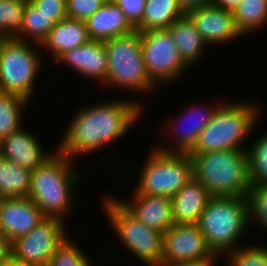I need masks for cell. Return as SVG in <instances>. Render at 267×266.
<instances>
[{
    "mask_svg": "<svg viewBox=\"0 0 267 266\" xmlns=\"http://www.w3.org/2000/svg\"><path fill=\"white\" fill-rule=\"evenodd\" d=\"M140 106L124 99L85 107L72 118L56 149L70 159L98 151L129 131L143 111Z\"/></svg>",
    "mask_w": 267,
    "mask_h": 266,
    "instance_id": "1",
    "label": "cell"
},
{
    "mask_svg": "<svg viewBox=\"0 0 267 266\" xmlns=\"http://www.w3.org/2000/svg\"><path fill=\"white\" fill-rule=\"evenodd\" d=\"M188 155L192 160L193 177L211 196L248 197L252 183L246 149Z\"/></svg>",
    "mask_w": 267,
    "mask_h": 266,
    "instance_id": "2",
    "label": "cell"
},
{
    "mask_svg": "<svg viewBox=\"0 0 267 266\" xmlns=\"http://www.w3.org/2000/svg\"><path fill=\"white\" fill-rule=\"evenodd\" d=\"M248 197L211 196L198 220L211 251L226 256L250 225Z\"/></svg>",
    "mask_w": 267,
    "mask_h": 266,
    "instance_id": "3",
    "label": "cell"
},
{
    "mask_svg": "<svg viewBox=\"0 0 267 266\" xmlns=\"http://www.w3.org/2000/svg\"><path fill=\"white\" fill-rule=\"evenodd\" d=\"M55 152L42 166L31 172L28 197L46 217L63 219L71 209L70 204H73V187L78 185L79 175L72 171V159L58 150Z\"/></svg>",
    "mask_w": 267,
    "mask_h": 266,
    "instance_id": "4",
    "label": "cell"
},
{
    "mask_svg": "<svg viewBox=\"0 0 267 266\" xmlns=\"http://www.w3.org/2000/svg\"><path fill=\"white\" fill-rule=\"evenodd\" d=\"M250 102L222 103L211 121L199 133L194 147L187 154L220 150L244 149L242 142L249 136L259 116V106Z\"/></svg>",
    "mask_w": 267,
    "mask_h": 266,
    "instance_id": "5",
    "label": "cell"
},
{
    "mask_svg": "<svg viewBox=\"0 0 267 266\" xmlns=\"http://www.w3.org/2000/svg\"><path fill=\"white\" fill-rule=\"evenodd\" d=\"M104 45L108 58L105 85H116L136 93H147L156 87L145 69L138 30L108 39Z\"/></svg>",
    "mask_w": 267,
    "mask_h": 266,
    "instance_id": "6",
    "label": "cell"
},
{
    "mask_svg": "<svg viewBox=\"0 0 267 266\" xmlns=\"http://www.w3.org/2000/svg\"><path fill=\"white\" fill-rule=\"evenodd\" d=\"M148 157L135 189L140 195L172 198L193 177L192 160L187 153L154 149Z\"/></svg>",
    "mask_w": 267,
    "mask_h": 266,
    "instance_id": "7",
    "label": "cell"
},
{
    "mask_svg": "<svg viewBox=\"0 0 267 266\" xmlns=\"http://www.w3.org/2000/svg\"><path fill=\"white\" fill-rule=\"evenodd\" d=\"M103 203L112 229L123 245L147 266H161L163 233L137 220L118 198L108 197Z\"/></svg>",
    "mask_w": 267,
    "mask_h": 266,
    "instance_id": "8",
    "label": "cell"
},
{
    "mask_svg": "<svg viewBox=\"0 0 267 266\" xmlns=\"http://www.w3.org/2000/svg\"><path fill=\"white\" fill-rule=\"evenodd\" d=\"M14 38L0 42V92L30 101L42 59L31 44Z\"/></svg>",
    "mask_w": 267,
    "mask_h": 266,
    "instance_id": "9",
    "label": "cell"
},
{
    "mask_svg": "<svg viewBox=\"0 0 267 266\" xmlns=\"http://www.w3.org/2000/svg\"><path fill=\"white\" fill-rule=\"evenodd\" d=\"M140 39L145 69L155 85L177 80L189 68L168 29L140 32Z\"/></svg>",
    "mask_w": 267,
    "mask_h": 266,
    "instance_id": "10",
    "label": "cell"
},
{
    "mask_svg": "<svg viewBox=\"0 0 267 266\" xmlns=\"http://www.w3.org/2000/svg\"><path fill=\"white\" fill-rule=\"evenodd\" d=\"M62 218L46 217L29 233L11 242L10 256L23 263L47 266L56 249L67 240Z\"/></svg>",
    "mask_w": 267,
    "mask_h": 266,
    "instance_id": "11",
    "label": "cell"
},
{
    "mask_svg": "<svg viewBox=\"0 0 267 266\" xmlns=\"http://www.w3.org/2000/svg\"><path fill=\"white\" fill-rule=\"evenodd\" d=\"M217 256L209 248L197 224L173 225L163 233L161 266L198 261Z\"/></svg>",
    "mask_w": 267,
    "mask_h": 266,
    "instance_id": "12",
    "label": "cell"
},
{
    "mask_svg": "<svg viewBox=\"0 0 267 266\" xmlns=\"http://www.w3.org/2000/svg\"><path fill=\"white\" fill-rule=\"evenodd\" d=\"M46 216L29 197L1 198L0 227L9 242L29 233Z\"/></svg>",
    "mask_w": 267,
    "mask_h": 266,
    "instance_id": "13",
    "label": "cell"
},
{
    "mask_svg": "<svg viewBox=\"0 0 267 266\" xmlns=\"http://www.w3.org/2000/svg\"><path fill=\"white\" fill-rule=\"evenodd\" d=\"M207 45L225 43L240 38L232 11L215 5L192 10L187 13Z\"/></svg>",
    "mask_w": 267,
    "mask_h": 266,
    "instance_id": "14",
    "label": "cell"
},
{
    "mask_svg": "<svg viewBox=\"0 0 267 266\" xmlns=\"http://www.w3.org/2000/svg\"><path fill=\"white\" fill-rule=\"evenodd\" d=\"M22 127L0 142V155L18 166L33 171L54 154L44 153L36 136Z\"/></svg>",
    "mask_w": 267,
    "mask_h": 266,
    "instance_id": "15",
    "label": "cell"
},
{
    "mask_svg": "<svg viewBox=\"0 0 267 266\" xmlns=\"http://www.w3.org/2000/svg\"><path fill=\"white\" fill-rule=\"evenodd\" d=\"M54 61L56 64H68L82 76L94 78L102 84L107 79L108 58L104 41L90 40L82 46L64 52Z\"/></svg>",
    "mask_w": 267,
    "mask_h": 266,
    "instance_id": "16",
    "label": "cell"
},
{
    "mask_svg": "<svg viewBox=\"0 0 267 266\" xmlns=\"http://www.w3.org/2000/svg\"><path fill=\"white\" fill-rule=\"evenodd\" d=\"M121 204L148 228L165 233L174 225L172 199L167 196L140 195L135 191L133 203L118 199Z\"/></svg>",
    "mask_w": 267,
    "mask_h": 266,
    "instance_id": "17",
    "label": "cell"
},
{
    "mask_svg": "<svg viewBox=\"0 0 267 266\" xmlns=\"http://www.w3.org/2000/svg\"><path fill=\"white\" fill-rule=\"evenodd\" d=\"M211 195L207 188L192 177L171 199L175 225L197 224Z\"/></svg>",
    "mask_w": 267,
    "mask_h": 266,
    "instance_id": "18",
    "label": "cell"
},
{
    "mask_svg": "<svg viewBox=\"0 0 267 266\" xmlns=\"http://www.w3.org/2000/svg\"><path fill=\"white\" fill-rule=\"evenodd\" d=\"M85 23L91 40L106 41L136 30L113 1L105 2Z\"/></svg>",
    "mask_w": 267,
    "mask_h": 266,
    "instance_id": "19",
    "label": "cell"
},
{
    "mask_svg": "<svg viewBox=\"0 0 267 266\" xmlns=\"http://www.w3.org/2000/svg\"><path fill=\"white\" fill-rule=\"evenodd\" d=\"M85 21L65 18L57 22L47 37L42 41L56 60L64 52L82 46L90 41Z\"/></svg>",
    "mask_w": 267,
    "mask_h": 266,
    "instance_id": "20",
    "label": "cell"
},
{
    "mask_svg": "<svg viewBox=\"0 0 267 266\" xmlns=\"http://www.w3.org/2000/svg\"><path fill=\"white\" fill-rule=\"evenodd\" d=\"M220 106V104L219 105H216L215 107H213V108H209V107H207L206 109V111H205V113H204V111H202L203 112V115H202V112H200L199 113V109L195 106H191V107H189L190 109H188V114H187V112H186V115H182L183 117L184 116H186V117H184V118H188V119H190L191 121H189L188 119V121H186L185 122V120H184V118H182L181 117V119H180V117H179V119H178V122L176 121V123H175V121L173 122V124H175V125H170L169 127H168V131L170 130L171 131V129H170V127L174 130V131H176V129H177V132H175V135H176V142H173L174 144L173 145H175V146H173L174 147V149H173V147L172 148H169V147H171V146H168L167 148L165 147V148H163V146H161V147H157V149L158 150H160V151H163V152H177V153H188L193 147H194V145H195V143H196V141H197V139H198V136H199V133L208 125V123L211 121V119H212V117H213V114L215 113V111L218 109V107ZM195 108V109H194ZM209 108V109H208ZM197 109H198V111H197ZM196 110V111H195ZM198 112V113H197ZM197 113V114H196ZM198 114H201V115H198ZM197 115L198 116H200V117H197ZM194 117V118H193ZM192 118V119H191ZM194 119V121L192 122V120ZM196 119V120H195ZM181 121L183 122H185L186 124H188V123H190L189 125H187V127L186 126H184V127H186L185 128V130H184V128H183V130H180L178 127H180L179 126V122H180V125L182 126V124L184 123H182L181 124ZM178 125V127H175V126H177ZM185 124V125H186ZM184 125V124H183ZM172 126H174V128L172 127ZM181 128V127H180ZM181 131V133L180 132H178L179 130ZM177 133V134H176ZM180 133V134H179Z\"/></svg>",
    "mask_w": 267,
    "mask_h": 266,
    "instance_id": "21",
    "label": "cell"
},
{
    "mask_svg": "<svg viewBox=\"0 0 267 266\" xmlns=\"http://www.w3.org/2000/svg\"><path fill=\"white\" fill-rule=\"evenodd\" d=\"M184 62L191 66L202 56L206 43L194 26L191 18L184 14L167 28Z\"/></svg>",
    "mask_w": 267,
    "mask_h": 266,
    "instance_id": "22",
    "label": "cell"
},
{
    "mask_svg": "<svg viewBox=\"0 0 267 266\" xmlns=\"http://www.w3.org/2000/svg\"><path fill=\"white\" fill-rule=\"evenodd\" d=\"M183 15L177 0H146L142 21L135 28L139 32L167 29Z\"/></svg>",
    "mask_w": 267,
    "mask_h": 266,
    "instance_id": "23",
    "label": "cell"
},
{
    "mask_svg": "<svg viewBox=\"0 0 267 266\" xmlns=\"http://www.w3.org/2000/svg\"><path fill=\"white\" fill-rule=\"evenodd\" d=\"M31 187V171L0 155V197H28Z\"/></svg>",
    "mask_w": 267,
    "mask_h": 266,
    "instance_id": "24",
    "label": "cell"
},
{
    "mask_svg": "<svg viewBox=\"0 0 267 266\" xmlns=\"http://www.w3.org/2000/svg\"><path fill=\"white\" fill-rule=\"evenodd\" d=\"M232 14L237 30L245 36L267 24V0H241Z\"/></svg>",
    "mask_w": 267,
    "mask_h": 266,
    "instance_id": "25",
    "label": "cell"
},
{
    "mask_svg": "<svg viewBox=\"0 0 267 266\" xmlns=\"http://www.w3.org/2000/svg\"><path fill=\"white\" fill-rule=\"evenodd\" d=\"M55 24L56 23L52 21L49 16L40 12V10L29 0L24 10L21 31L14 39L25 41V39L30 37L29 39L36 43V46H39Z\"/></svg>",
    "mask_w": 267,
    "mask_h": 266,
    "instance_id": "26",
    "label": "cell"
},
{
    "mask_svg": "<svg viewBox=\"0 0 267 266\" xmlns=\"http://www.w3.org/2000/svg\"><path fill=\"white\" fill-rule=\"evenodd\" d=\"M27 103L20 95L0 92V142L22 127L20 116Z\"/></svg>",
    "mask_w": 267,
    "mask_h": 266,
    "instance_id": "27",
    "label": "cell"
},
{
    "mask_svg": "<svg viewBox=\"0 0 267 266\" xmlns=\"http://www.w3.org/2000/svg\"><path fill=\"white\" fill-rule=\"evenodd\" d=\"M28 1L0 0V38L12 39L19 34Z\"/></svg>",
    "mask_w": 267,
    "mask_h": 266,
    "instance_id": "28",
    "label": "cell"
},
{
    "mask_svg": "<svg viewBox=\"0 0 267 266\" xmlns=\"http://www.w3.org/2000/svg\"><path fill=\"white\" fill-rule=\"evenodd\" d=\"M262 135L250 149L246 148L252 186L267 183V133Z\"/></svg>",
    "mask_w": 267,
    "mask_h": 266,
    "instance_id": "29",
    "label": "cell"
},
{
    "mask_svg": "<svg viewBox=\"0 0 267 266\" xmlns=\"http://www.w3.org/2000/svg\"><path fill=\"white\" fill-rule=\"evenodd\" d=\"M226 255L229 266H267V249L264 247L238 246Z\"/></svg>",
    "mask_w": 267,
    "mask_h": 266,
    "instance_id": "30",
    "label": "cell"
},
{
    "mask_svg": "<svg viewBox=\"0 0 267 266\" xmlns=\"http://www.w3.org/2000/svg\"><path fill=\"white\" fill-rule=\"evenodd\" d=\"M67 238L50 258L47 266H90L88 258Z\"/></svg>",
    "mask_w": 267,
    "mask_h": 266,
    "instance_id": "31",
    "label": "cell"
},
{
    "mask_svg": "<svg viewBox=\"0 0 267 266\" xmlns=\"http://www.w3.org/2000/svg\"><path fill=\"white\" fill-rule=\"evenodd\" d=\"M250 222L267 230V183L252 186L248 195Z\"/></svg>",
    "mask_w": 267,
    "mask_h": 266,
    "instance_id": "32",
    "label": "cell"
},
{
    "mask_svg": "<svg viewBox=\"0 0 267 266\" xmlns=\"http://www.w3.org/2000/svg\"><path fill=\"white\" fill-rule=\"evenodd\" d=\"M66 13L70 19L86 21L104 2L102 0H66Z\"/></svg>",
    "mask_w": 267,
    "mask_h": 266,
    "instance_id": "33",
    "label": "cell"
},
{
    "mask_svg": "<svg viewBox=\"0 0 267 266\" xmlns=\"http://www.w3.org/2000/svg\"><path fill=\"white\" fill-rule=\"evenodd\" d=\"M55 23L67 18L66 0H30Z\"/></svg>",
    "mask_w": 267,
    "mask_h": 266,
    "instance_id": "34",
    "label": "cell"
},
{
    "mask_svg": "<svg viewBox=\"0 0 267 266\" xmlns=\"http://www.w3.org/2000/svg\"><path fill=\"white\" fill-rule=\"evenodd\" d=\"M136 27L143 18L146 0H112Z\"/></svg>",
    "mask_w": 267,
    "mask_h": 266,
    "instance_id": "35",
    "label": "cell"
},
{
    "mask_svg": "<svg viewBox=\"0 0 267 266\" xmlns=\"http://www.w3.org/2000/svg\"><path fill=\"white\" fill-rule=\"evenodd\" d=\"M179 7L184 14L196 9L211 6L214 0H177Z\"/></svg>",
    "mask_w": 267,
    "mask_h": 266,
    "instance_id": "36",
    "label": "cell"
},
{
    "mask_svg": "<svg viewBox=\"0 0 267 266\" xmlns=\"http://www.w3.org/2000/svg\"><path fill=\"white\" fill-rule=\"evenodd\" d=\"M11 243L0 227V263L10 256Z\"/></svg>",
    "mask_w": 267,
    "mask_h": 266,
    "instance_id": "37",
    "label": "cell"
},
{
    "mask_svg": "<svg viewBox=\"0 0 267 266\" xmlns=\"http://www.w3.org/2000/svg\"><path fill=\"white\" fill-rule=\"evenodd\" d=\"M215 257L218 258L219 256H211L202 260L178 263L171 266H213L215 265L214 262L216 261Z\"/></svg>",
    "mask_w": 267,
    "mask_h": 266,
    "instance_id": "38",
    "label": "cell"
},
{
    "mask_svg": "<svg viewBox=\"0 0 267 266\" xmlns=\"http://www.w3.org/2000/svg\"><path fill=\"white\" fill-rule=\"evenodd\" d=\"M241 0H214L213 5L225 10L233 11Z\"/></svg>",
    "mask_w": 267,
    "mask_h": 266,
    "instance_id": "39",
    "label": "cell"
},
{
    "mask_svg": "<svg viewBox=\"0 0 267 266\" xmlns=\"http://www.w3.org/2000/svg\"><path fill=\"white\" fill-rule=\"evenodd\" d=\"M0 266H35L27 263H23L14 259L12 256H8L3 262L0 263Z\"/></svg>",
    "mask_w": 267,
    "mask_h": 266,
    "instance_id": "40",
    "label": "cell"
},
{
    "mask_svg": "<svg viewBox=\"0 0 267 266\" xmlns=\"http://www.w3.org/2000/svg\"><path fill=\"white\" fill-rule=\"evenodd\" d=\"M102 1H103V2L105 3V2H109V1H112V0H102Z\"/></svg>",
    "mask_w": 267,
    "mask_h": 266,
    "instance_id": "41",
    "label": "cell"
}]
</instances>
